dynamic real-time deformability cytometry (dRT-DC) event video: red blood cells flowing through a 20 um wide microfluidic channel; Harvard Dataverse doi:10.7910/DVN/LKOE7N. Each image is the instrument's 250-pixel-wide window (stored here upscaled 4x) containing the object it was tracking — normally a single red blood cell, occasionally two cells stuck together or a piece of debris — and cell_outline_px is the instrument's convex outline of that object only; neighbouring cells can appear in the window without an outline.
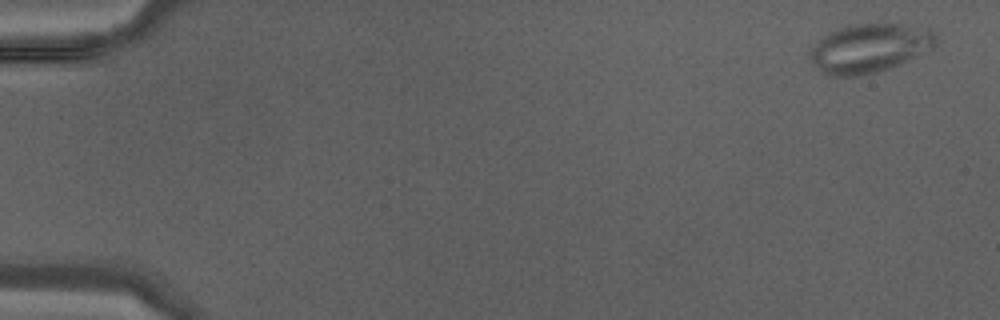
{"species": "Egyptian fruit bat (a non-hibernating species)", "species_latin": "Rousettus aegyptiacus", "temperature_condition": "warm", "stored_images_in_passage": 42, "camera_frame_rate_fps": 3000, "um_per_image_px": 0.085, "animal": {"sex": "male"}, "frame": {"image": 1, "passage_image": 1, "time_ms": 0.0, "image_size_px": [1000, 320], "cell_outline_px": [[940, 40], [932, 48], [888, 68], [876, 72], [856, 76], [828, 76], [820, 72], [812, 64], [808, 56], [808, 52], [828, 32], [848, 24], [900, 24], [932, 28]], "centroid_in_image_um": [73.89, 4.08], "position_along_channel_um": 11.1, "area_um2": 35.95}}
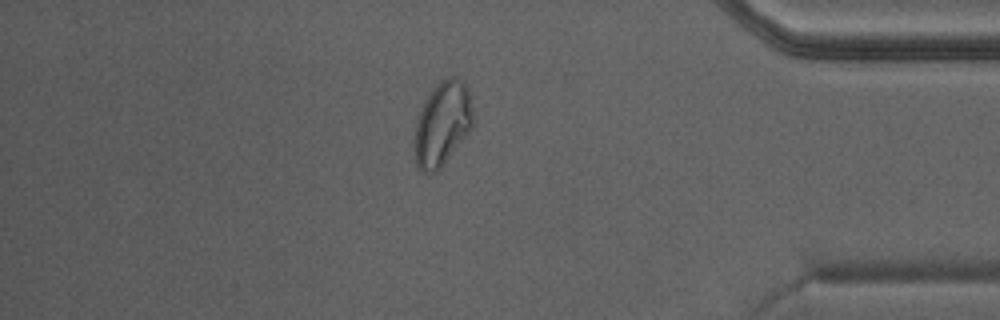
{"frame": {"image": 2, "passage_image": 36, "time_ms": 11.667, "image_size_px": [1000, 320], "cell_outline_px": [[472, 128], [440, 168], [436, 172], [428, 176], [416, 164], [416, 120], [424, 100], [432, 88], [440, 80], [448, 76], [456, 76], [468, 88], [472, 108]], "centroid_in_image_um": [37.6, 10.49], "position_along_channel_um": 397.6, "area_um2": 28.44}}